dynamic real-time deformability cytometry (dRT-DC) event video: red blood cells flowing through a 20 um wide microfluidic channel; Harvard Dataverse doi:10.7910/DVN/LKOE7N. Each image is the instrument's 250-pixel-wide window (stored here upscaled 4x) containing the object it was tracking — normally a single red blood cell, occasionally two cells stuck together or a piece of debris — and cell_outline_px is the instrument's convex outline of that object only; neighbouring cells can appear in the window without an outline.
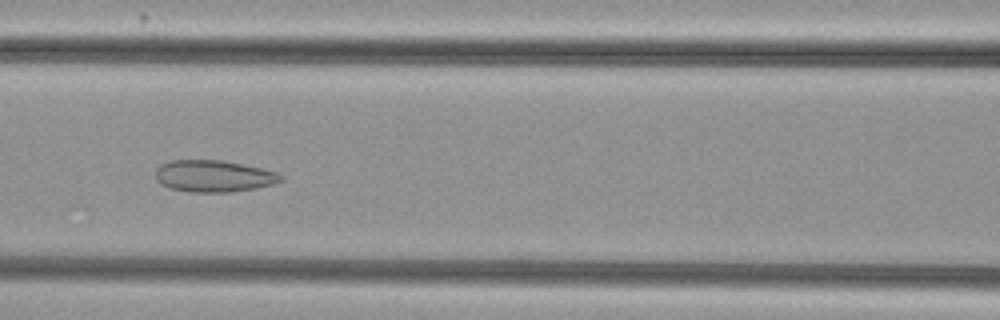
{"species": "common noctule bat (a hibernating species)", "species_latin": "Nyctalus noctula", "temperature_condition": "cold", "stored_images_in_passage": 52, "camera_frame_rate_fps": 3000, "um_per_image_px": 0.085, "animal": {"sex": "female", "body_mass_g": 29.2, "forearm_length_mm": 56.3}, "frame": {"image": 1, "passage_image": 22, "time_ms": 7.0, "image_size_px": [1000, 320], "cell_outline_px": [[284, 180], [272, 184], [256, 188], [228, 192], [188, 192], [172, 188], [160, 184], [156, 180], [156, 168], [160, 164], [172, 160], [224, 160], [260, 168], [276, 172], [284, 176]], "centroid_in_image_um": [18.15, 14.96], "position_along_channel_um": 148.4, "area_um2": 23.24}}
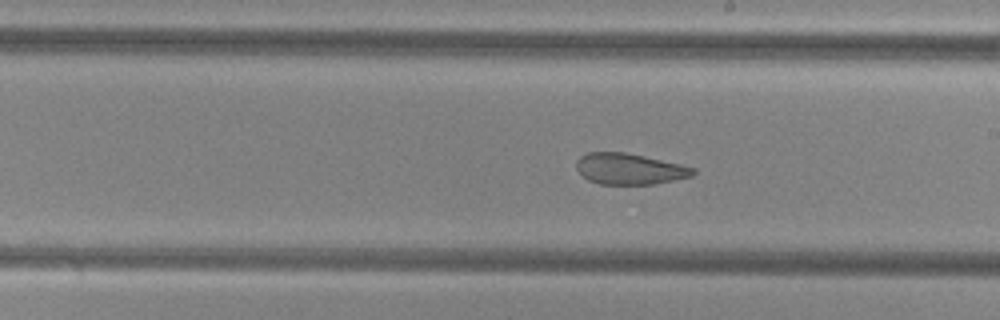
{"frame": {"image": 2, "passage_image": 29, "time_ms": 9.333, "image_size_px": [1000, 320], "cell_outline_px": [[696, 172], [692, 176], [656, 184], [600, 184], [588, 180], [576, 168], [576, 160], [580, 156], [588, 152], [624, 152], [644, 156], [680, 164], [696, 168]], "centroid_in_image_um": [53.51, 14.35], "position_along_channel_um": 235.5, "area_um2": 21.1}}
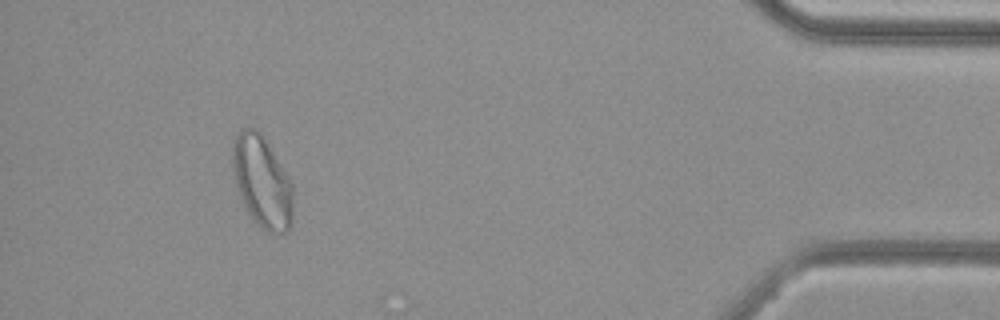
{"frame": {"image": 3, "passage_image": 48, "time_ms": 15.667, "image_size_px": [1000, 320], "cell_outline_px": [[292, 220], [288, 232], [268, 232], [260, 228], [252, 220], [236, 188], [232, 172], [232, 144], [240, 128], [252, 128], [260, 132], [292, 184]], "centroid_in_image_um": [22.24, 15.47], "position_along_channel_um": 413.0, "area_um2": 32.08}, "authors_computed_cell_mechanics": {"area_um2": 28.1775, "velocity_mm_per_s": 3.7458, "shape_relaxation_time_tau1_ms": null, "shape_relaxation_time_tau2_ms": 1.4879, "deformation_change_tau1": null, "deformation_change_tau2": 0.0678}}